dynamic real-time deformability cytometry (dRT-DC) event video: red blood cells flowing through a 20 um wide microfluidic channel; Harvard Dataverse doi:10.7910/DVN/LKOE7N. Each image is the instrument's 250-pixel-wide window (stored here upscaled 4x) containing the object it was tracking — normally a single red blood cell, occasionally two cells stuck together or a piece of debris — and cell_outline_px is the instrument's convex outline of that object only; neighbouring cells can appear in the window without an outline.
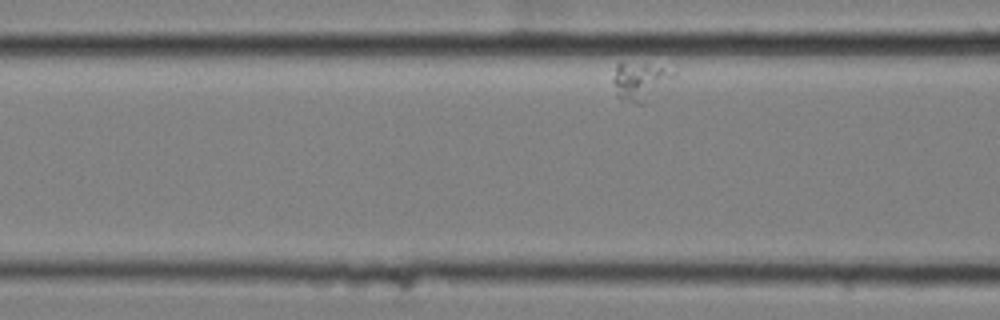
{"species": "common noctule bat (a hibernating species)", "species_latin": "Nyctalus noctula", "temperature_condition": "cold", "stored_images_in_passage": 8, "segment_of_instrument_passage": [2, 2], "camera_frame_rate_fps": 3000, "um_per_image_px": 0.085, "animal": {"sex": "female", "body_mass_g": 25.1}, "frame": {"image": 1, "passage_image": 8, "time_ms": 2.333, "image_size_px": [1000, 320], "cell_outline_px": [[676, 76], [644, 104], [636, 104], [620, 100], [616, 96], [612, 80], [616, 64], [620, 60], [624, 60], [644, 64], [676, 72]], "centroid_in_image_um": [54.33, 6.91], "position_along_channel_um": 112.3, "area_um2": 13.7}}